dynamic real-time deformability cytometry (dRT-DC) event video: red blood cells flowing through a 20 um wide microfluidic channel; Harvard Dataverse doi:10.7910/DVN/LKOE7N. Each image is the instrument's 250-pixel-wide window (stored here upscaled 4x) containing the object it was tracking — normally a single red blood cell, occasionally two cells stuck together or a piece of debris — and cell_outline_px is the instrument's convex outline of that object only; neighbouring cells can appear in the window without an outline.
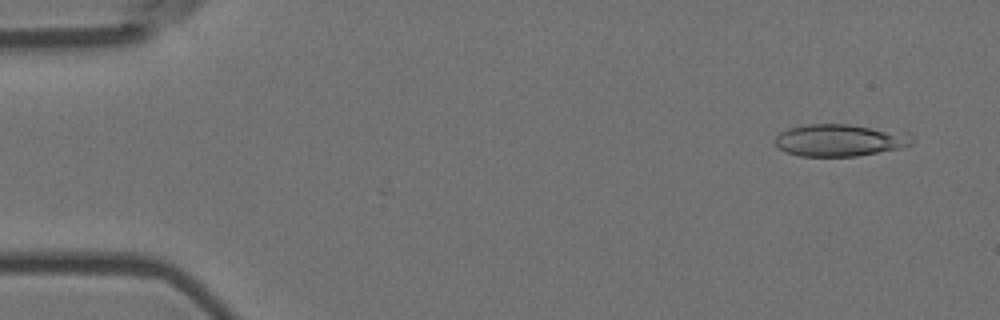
{"species": "Egyptian fruit bat (a non-hibernating species)", "species_latin": "Rousettus aegyptiacus", "temperature_condition": "room temperature", "stored_images_in_passage": 5, "camera_frame_rate_fps": 3000, "um_per_image_px": 0.085, "animal": {"sex": "female"}, "frame": {"image": 1, "passage_image": 1, "time_ms": 0.0, "image_size_px": [1000, 320], "cell_outline_px": [[916, 140], [912, 144], [900, 148], [856, 156], [800, 156], [788, 152], [780, 148], [776, 144], [776, 136], [780, 132], [788, 128], [804, 124], [848, 124], [908, 132]], "centroid_in_image_um": [71.43, 11.9], "position_along_channel_um": 13.6, "area_um2": 25.72}}